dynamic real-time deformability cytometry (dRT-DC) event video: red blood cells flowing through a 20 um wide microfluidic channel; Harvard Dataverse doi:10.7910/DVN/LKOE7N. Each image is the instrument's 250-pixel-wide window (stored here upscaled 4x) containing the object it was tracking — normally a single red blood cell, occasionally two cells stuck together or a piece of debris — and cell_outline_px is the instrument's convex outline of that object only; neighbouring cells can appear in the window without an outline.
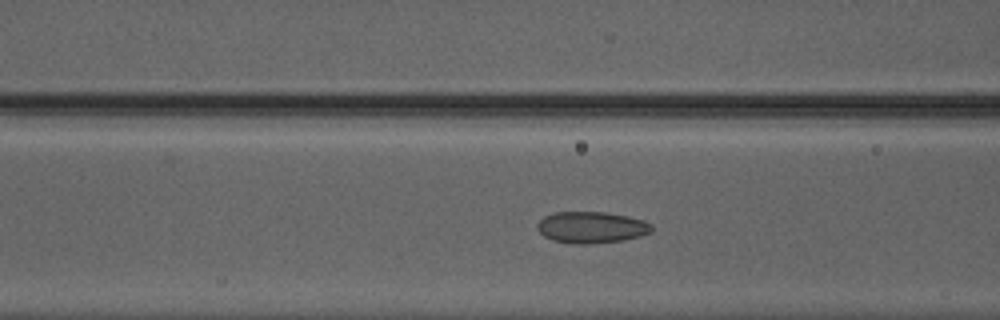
{"species": "Egyptian fruit bat (a non-hibernating species)", "species_latin": "Rousettus aegyptiacus", "temperature_condition": "warm", "stored_images_in_passage": 17, "camera_frame_rate_fps": 3000, "um_per_image_px": 0.085, "animal": {"sex": "male"}, "frame": {"image": 1, "passage_image": 15, "time_ms": 4.667, "image_size_px": [1000, 320], "cell_outline_px": [[652, 232], [644, 236], [624, 240], [596, 244], [568, 244], [552, 240], [544, 236], [536, 228], [536, 224], [544, 216], [556, 212], [604, 212], [628, 216], [644, 220], [652, 224]], "centroid_in_image_um": [50.29, 19.34], "position_along_channel_um": 116.3, "area_um2": 21.44}}